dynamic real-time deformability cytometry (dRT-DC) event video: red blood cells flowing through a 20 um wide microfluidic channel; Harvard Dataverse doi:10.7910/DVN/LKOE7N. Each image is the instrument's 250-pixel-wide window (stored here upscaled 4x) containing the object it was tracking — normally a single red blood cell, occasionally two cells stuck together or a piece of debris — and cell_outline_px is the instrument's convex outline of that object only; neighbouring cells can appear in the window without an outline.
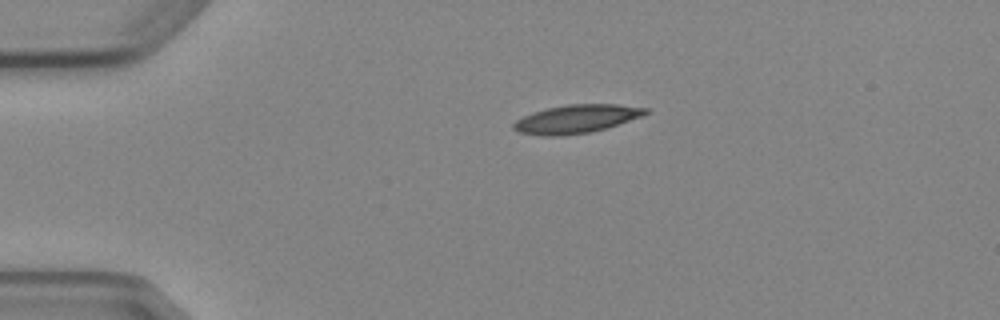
{"species": "Egyptian fruit bat (a non-hibernating species)", "species_latin": "Rousettus aegyptiacus", "temperature_condition": "cold", "stored_images_in_passage": 2, "camera_frame_rate_fps": 3000, "um_per_image_px": 0.085, "animal": {"sex": "female"}, "frame": {"image": 1, "passage_image": 1, "time_ms": 0.0, "image_size_px": [1000, 320], "cell_outline_px": [[648, 112], [640, 116], [604, 128], [588, 132], [560, 136], [544, 136], [516, 132], [512, 128], [512, 124], [516, 120], [532, 112], [548, 108], [568, 104], [616, 104], [648, 108]], "centroid_in_image_um": [48.91, 10.11], "position_along_channel_um": 36.1, "area_um2": 21.5}}